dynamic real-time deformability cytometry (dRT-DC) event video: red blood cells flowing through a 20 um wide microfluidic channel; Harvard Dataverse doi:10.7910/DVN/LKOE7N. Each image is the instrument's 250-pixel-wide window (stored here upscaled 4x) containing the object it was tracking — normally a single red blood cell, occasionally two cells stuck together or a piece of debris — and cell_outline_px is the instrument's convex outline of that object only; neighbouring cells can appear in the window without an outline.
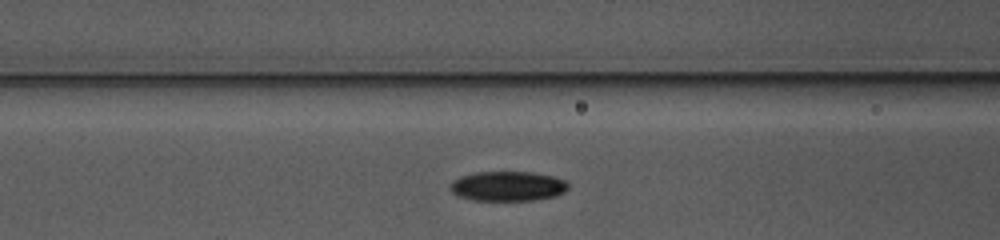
{"species": "common noctule bat (a hibernating species)", "species_latin": "Nyctalus noctula", "temperature_condition": "warm", "stored_images_in_passage": 24, "camera_frame_rate_fps": 3000, "um_per_image_px": 0.085, "animal": {"sex": "female", "body_mass_g": 10.0, "forearm_length_mm": 53.1}, "frame": {"image": 1, "passage_image": 5, "time_ms": 1.333, "image_size_px": [1000, 240], "cell_outline_px": [[568, 188], [564, 192], [556, 196], [536, 200], [472, 200], [460, 196], [452, 192], [452, 180], [460, 176], [476, 172], [532, 172], [552, 176], [564, 180], [568, 184]], "centroid_in_image_um": [43.18, 15.82], "position_along_channel_um": 123.4, "area_um2": 20.35}}
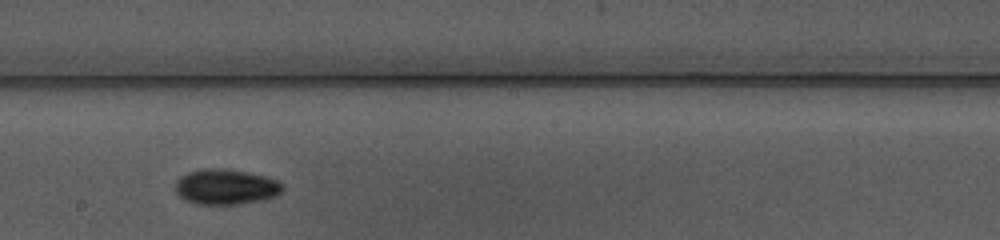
{"frame": {"image": 2, "passage_image": 13, "time_ms": 4.0, "image_size_px": [1000, 240], "cell_outline_px": [[284, 188], [276, 196], [264, 200], [240, 204], [196, 204], [184, 200], [176, 192], [176, 180], [180, 176], [188, 172], [204, 168], [216, 168], [244, 172], [264, 176], [276, 180], [284, 184]], "centroid_in_image_um": [19.19, 15.89], "position_along_channel_um": 229.0, "area_um2": 22.08}}
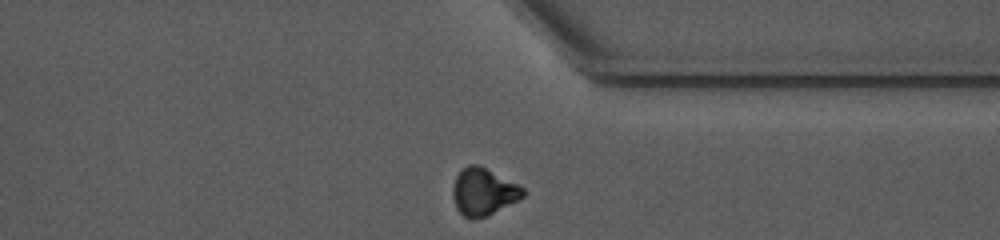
{"frame": {"image": 3, "passage_image": 24, "time_ms": 7.667, "image_size_px": [1000, 240], "cell_outline_px": [[528, 192], [520, 200], [488, 216], [476, 220], [472, 220], [464, 216], [456, 208], [452, 196], [452, 188], [456, 176], [460, 168], [468, 164], [480, 164], [524, 188]], "centroid_in_image_um": [41.09, 16.31], "position_along_channel_um": 370.3, "area_um2": 19.88}}